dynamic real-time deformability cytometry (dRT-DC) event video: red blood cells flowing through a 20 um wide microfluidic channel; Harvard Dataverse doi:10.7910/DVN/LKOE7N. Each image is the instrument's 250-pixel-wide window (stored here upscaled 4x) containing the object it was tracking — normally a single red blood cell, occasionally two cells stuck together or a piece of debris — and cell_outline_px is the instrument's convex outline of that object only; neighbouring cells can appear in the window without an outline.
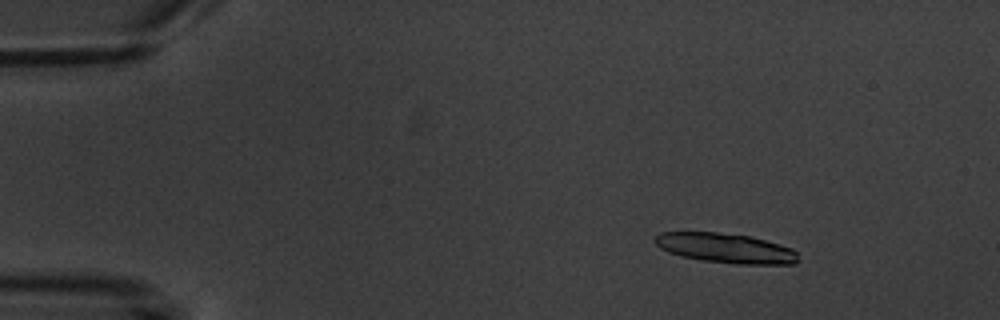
{"species": "common noctule bat (a hibernating species)", "species_latin": "Nyctalus noctula", "temperature_condition": "warm", "stored_images_in_passage": 4, "camera_frame_rate_fps": 3000, "um_per_image_px": 0.085, "animal": {"sex": "male", "body_mass_g": 20.1, "forearm_length_mm": 53.5}, "frame": {"image": 1, "passage_image": 2, "time_ms": 1.333, "image_size_px": [1000, 320], "cell_outline_px": [[800, 260], [796, 264], [736, 264], [700, 260], [668, 252], [660, 248], [652, 240], [660, 232], [716, 232], [752, 236], [780, 244], [792, 248], [796, 252]], "centroid_in_image_um": [61.71, 21.09], "position_along_channel_um": 23.3, "area_um2": 25.03}}